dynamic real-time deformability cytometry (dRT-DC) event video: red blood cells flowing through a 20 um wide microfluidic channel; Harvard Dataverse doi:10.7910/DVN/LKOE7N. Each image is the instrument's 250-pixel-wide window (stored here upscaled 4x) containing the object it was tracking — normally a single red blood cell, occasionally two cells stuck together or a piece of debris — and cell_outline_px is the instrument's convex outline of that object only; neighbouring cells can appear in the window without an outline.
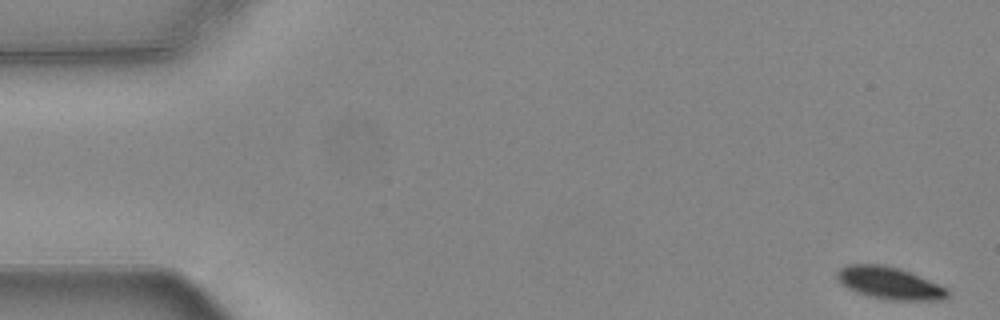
{"species": "common noctule bat (a hibernating species)", "species_latin": "Nyctalus noctula", "temperature_condition": "warm", "stored_images_in_passage": 55, "camera_frame_rate_fps": 3000, "um_per_image_px": 0.085, "animal": {"sex": "female", "body_mass_g": 24.6, "forearm_length_mm": 56.2}, "frame": {"image": 1, "passage_image": 1, "time_ms": 0.0, "image_size_px": [1000, 320], "cell_outline_px": [[948, 296], [940, 300], [888, 300], [856, 292], [840, 284], [836, 280], [836, 272], [840, 268], [848, 264], [880, 264], [896, 268], [908, 272], [948, 288]], "centroid_in_image_um": [75.55, 24.06], "position_along_channel_um": 9.4, "area_um2": 20.52}}
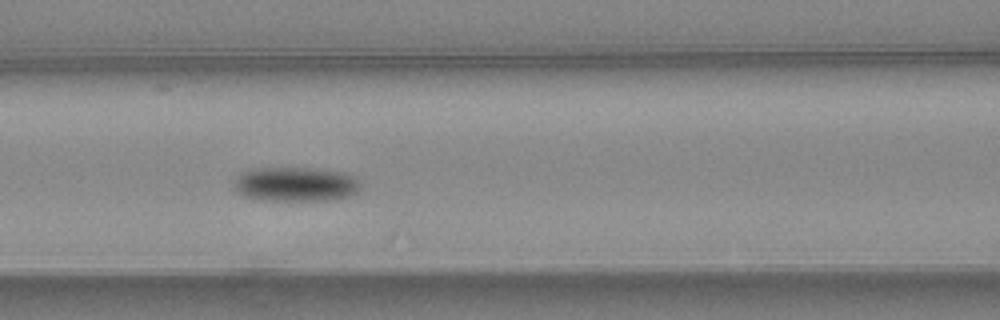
{"frame": {"image": 2, "passage_image": 23, "time_ms": 7.333, "image_size_px": [1000, 320], "cell_outline_px": [[360, 188], [356, 192], [348, 196], [328, 200], [260, 200], [240, 196], [232, 184], [236, 176], [240, 172], [248, 168], [316, 168], [344, 172], [356, 176], [360, 180]], "centroid_in_image_um": [25.08, 15.64], "position_along_channel_um": 141.5, "area_um2": 25.95}}
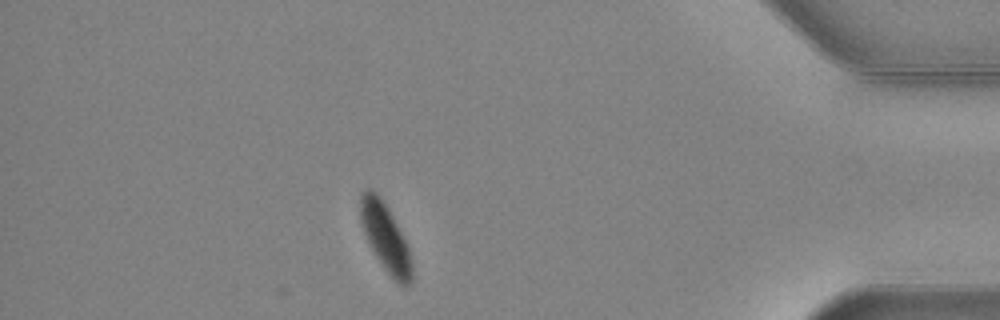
{"frame": {"image": 3, "passage_image": 48, "time_ms": 15.667, "image_size_px": [1000, 320], "cell_outline_px": [[412, 280], [404, 288], [384, 268], [376, 256], [364, 232], [360, 220], [360, 196], [364, 188], [368, 188], [376, 192], [384, 200], [408, 248], [412, 260]], "centroid_in_image_um": [32.75, 20.15], "position_along_channel_um": 402.5, "area_um2": 19.94}, "authors_computed_cell_mechanics": {"area_um2": 23.4668, "velocity_mm_per_s": 3.6898, "shape_relaxation_time_tau1_ms": 2.6871, "shape_relaxation_time_tau2_ms": null, "deformation_change_tau1": 0.0974, "deformation_change_tau2": null}}